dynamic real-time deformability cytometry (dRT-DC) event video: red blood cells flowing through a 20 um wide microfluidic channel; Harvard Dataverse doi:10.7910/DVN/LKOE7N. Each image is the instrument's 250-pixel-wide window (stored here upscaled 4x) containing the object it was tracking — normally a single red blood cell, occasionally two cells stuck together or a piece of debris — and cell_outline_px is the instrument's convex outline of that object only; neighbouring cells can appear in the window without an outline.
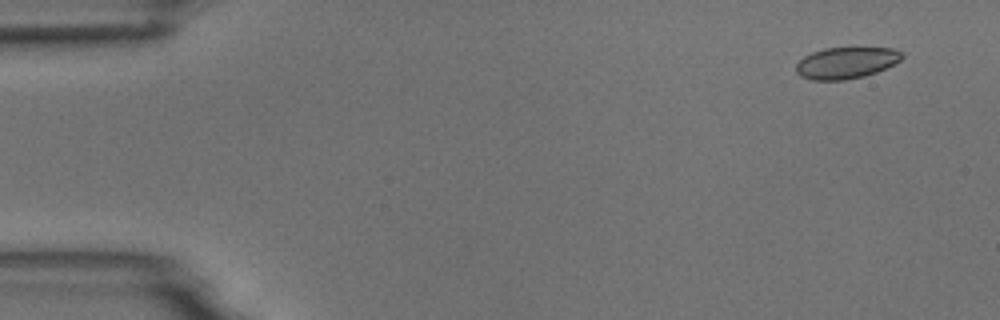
{"species": "common noctule bat (a hibernating species)", "species_latin": "Nyctalus noctula", "temperature_condition": "room temperature", "stored_images_in_passage": 6, "camera_frame_rate_fps": 3000, "um_per_image_px": 0.085, "animal": {"sex": "male", "body_mass_g": 18.8}, "frame": {"image": 1, "passage_image": 1, "time_ms": 0.0, "image_size_px": [1000, 320], "cell_outline_px": [[904, 56], [900, 60], [876, 72], [864, 76], [844, 80], [812, 80], [800, 76], [796, 72], [796, 64], [804, 56], [812, 52], [824, 48], [892, 48], [900, 52]], "centroid_in_image_um": [71.88, 5.34], "position_along_channel_um": 13.1, "area_um2": 19.25}}
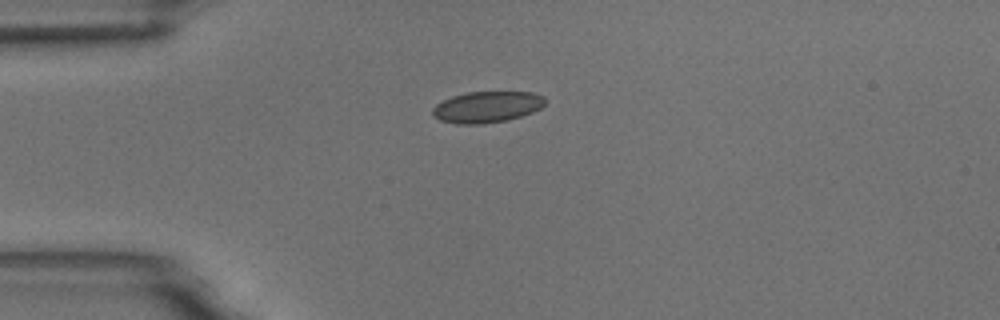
{"frame": {"image": 2, "passage_image": 4, "time_ms": 3.333, "image_size_px": [1000, 320], "cell_outline_px": [[544, 104], [540, 108], [532, 112], [508, 120], [484, 124], [456, 124], [440, 120], [432, 116], [432, 108], [436, 104], [452, 96], [468, 92], [532, 92], [544, 96]], "centroid_in_image_um": [41.36, 9.1], "position_along_channel_um": 43.6, "area_um2": 20.52}}